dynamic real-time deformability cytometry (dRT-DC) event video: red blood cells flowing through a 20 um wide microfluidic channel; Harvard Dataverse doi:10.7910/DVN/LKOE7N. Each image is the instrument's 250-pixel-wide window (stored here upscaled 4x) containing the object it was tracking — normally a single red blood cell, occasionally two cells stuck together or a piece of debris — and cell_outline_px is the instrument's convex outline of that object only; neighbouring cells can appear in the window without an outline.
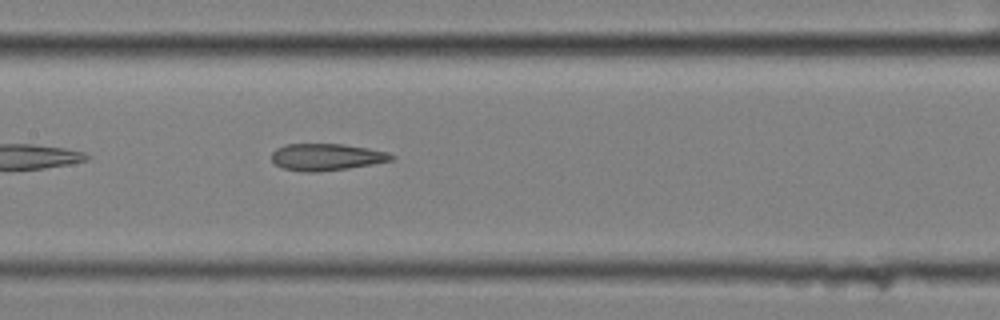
{"species": "common noctule bat (a hibernating species)", "species_latin": "Nyctalus noctula", "temperature_condition": "cold", "stored_images_in_passage": 19, "camera_frame_rate_fps": 3000, "um_per_image_px": 0.085, "animal": {"sex": "female", "body_mass_g": 25.1}, "frame": {"image": 1, "passage_image": 11, "time_ms": 3.333, "image_size_px": [1000, 320], "cell_outline_px": [[396, 156], [392, 160], [372, 164], [348, 168], [316, 172], [304, 172], [284, 168], [276, 164], [272, 160], [272, 152], [276, 148], [288, 144], [344, 144], [368, 148], [388, 152]], "centroid_in_image_um": [27.76, 13.34], "position_along_channel_um": 179.6, "area_um2": 18.67}}